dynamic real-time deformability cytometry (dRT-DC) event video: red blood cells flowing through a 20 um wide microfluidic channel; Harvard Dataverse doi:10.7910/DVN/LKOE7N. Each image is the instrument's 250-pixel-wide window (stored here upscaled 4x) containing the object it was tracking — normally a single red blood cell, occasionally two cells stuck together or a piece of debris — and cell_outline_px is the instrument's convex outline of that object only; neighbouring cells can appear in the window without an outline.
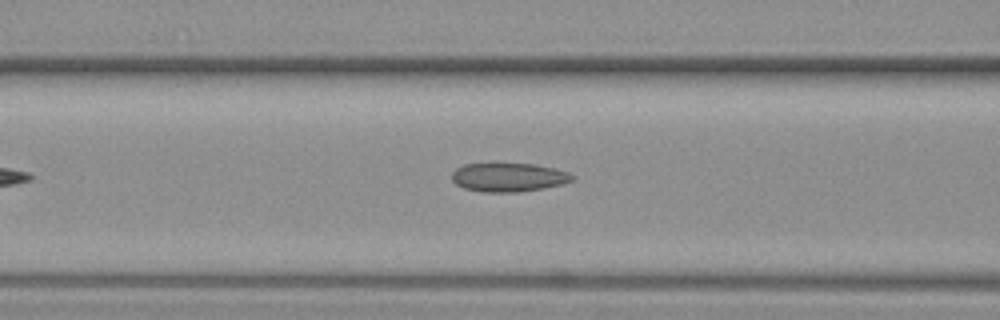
{"species": "common noctule bat (a hibernating species)", "species_latin": "Nyctalus noctula", "temperature_condition": "warm", "stored_images_in_passage": 34, "camera_frame_rate_fps": 3000, "um_per_image_px": 0.085, "animal": {"sex": "female", "body_mass_g": 19.3, "forearm_length_mm": 54.1}, "frame": {"image": 1, "passage_image": 12, "time_ms": 3.667, "image_size_px": [1000, 320], "cell_outline_px": [[576, 180], [544, 188], [516, 192], [484, 192], [464, 188], [456, 184], [452, 180], [452, 172], [456, 168], [464, 164], [492, 160], [496, 160], [536, 164], [556, 168], [568, 172], [576, 176]], "centroid_in_image_um": [43.21, 15.0], "position_along_channel_um": 123.4, "area_um2": 21.33}}
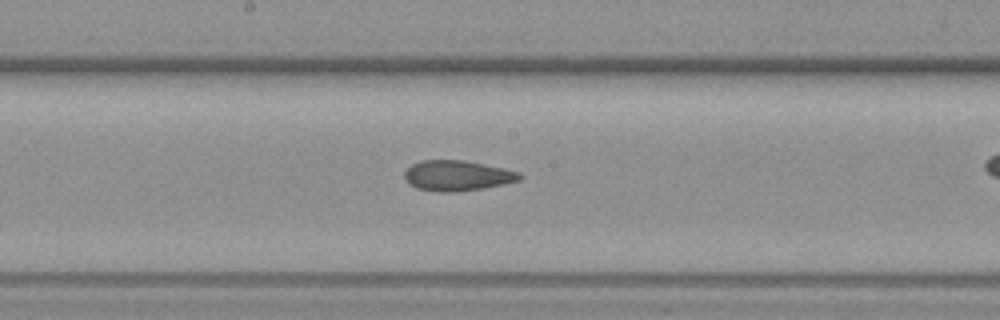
{"frame": {"image": 2, "passage_image": 19, "time_ms": 6.0, "image_size_px": [1000, 320], "cell_outline_px": [[524, 176], [520, 180], [480, 188], [448, 192], [440, 192], [416, 188], [408, 184], [404, 176], [404, 172], [412, 164], [420, 160], [464, 160], [504, 168], [520, 172]], "centroid_in_image_um": [38.84, 14.91], "position_along_channel_um": 209.4, "area_um2": 20.23}}
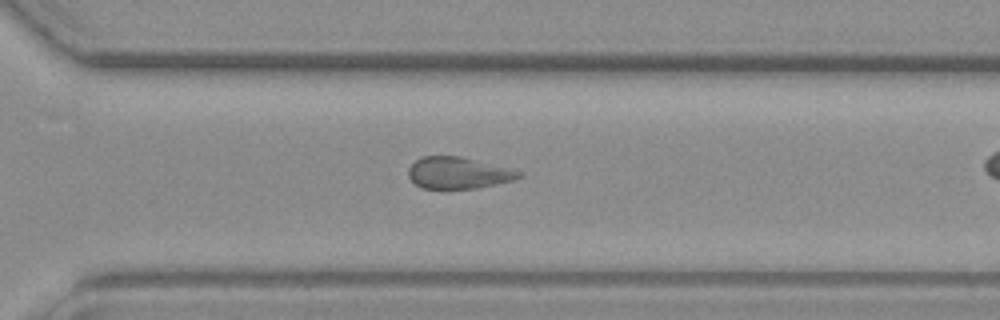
{"frame": {"image": 3, "passage_image": 29, "time_ms": 9.333, "image_size_px": [1000, 320], "cell_outline_px": [[520, 176], [512, 180], [496, 184], [476, 188], [424, 188], [416, 184], [408, 176], [408, 168], [420, 156], [460, 156], [508, 168], [520, 172]], "centroid_in_image_um": [38.89, 14.69], "position_along_channel_um": 331.7, "area_um2": 19.94}}